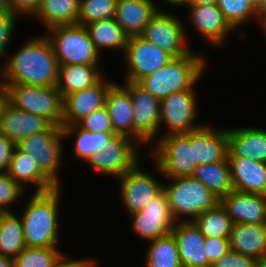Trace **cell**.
<instances>
[{
	"label": "cell",
	"mask_w": 266,
	"mask_h": 267,
	"mask_svg": "<svg viewBox=\"0 0 266 267\" xmlns=\"http://www.w3.org/2000/svg\"><path fill=\"white\" fill-rule=\"evenodd\" d=\"M95 260L90 259H80V260H67L65 254L59 259V261L54 265V267H98Z\"/></svg>",
	"instance_id": "obj_46"
},
{
	"label": "cell",
	"mask_w": 266,
	"mask_h": 267,
	"mask_svg": "<svg viewBox=\"0 0 266 267\" xmlns=\"http://www.w3.org/2000/svg\"><path fill=\"white\" fill-rule=\"evenodd\" d=\"M191 146H194V162L198 165L223 161L228 152L227 129H213L203 124L191 131Z\"/></svg>",
	"instance_id": "obj_20"
},
{
	"label": "cell",
	"mask_w": 266,
	"mask_h": 267,
	"mask_svg": "<svg viewBox=\"0 0 266 267\" xmlns=\"http://www.w3.org/2000/svg\"><path fill=\"white\" fill-rule=\"evenodd\" d=\"M204 249L210 264H213L231 250L228 238L216 237H205Z\"/></svg>",
	"instance_id": "obj_42"
},
{
	"label": "cell",
	"mask_w": 266,
	"mask_h": 267,
	"mask_svg": "<svg viewBox=\"0 0 266 267\" xmlns=\"http://www.w3.org/2000/svg\"><path fill=\"white\" fill-rule=\"evenodd\" d=\"M256 6L260 2V0H251Z\"/></svg>",
	"instance_id": "obj_54"
},
{
	"label": "cell",
	"mask_w": 266,
	"mask_h": 267,
	"mask_svg": "<svg viewBox=\"0 0 266 267\" xmlns=\"http://www.w3.org/2000/svg\"><path fill=\"white\" fill-rule=\"evenodd\" d=\"M264 32L266 33V24L263 26Z\"/></svg>",
	"instance_id": "obj_55"
},
{
	"label": "cell",
	"mask_w": 266,
	"mask_h": 267,
	"mask_svg": "<svg viewBox=\"0 0 266 267\" xmlns=\"http://www.w3.org/2000/svg\"><path fill=\"white\" fill-rule=\"evenodd\" d=\"M10 11L9 0H0V12Z\"/></svg>",
	"instance_id": "obj_51"
},
{
	"label": "cell",
	"mask_w": 266,
	"mask_h": 267,
	"mask_svg": "<svg viewBox=\"0 0 266 267\" xmlns=\"http://www.w3.org/2000/svg\"><path fill=\"white\" fill-rule=\"evenodd\" d=\"M255 264V258L230 250L219 260L211 264V267H255Z\"/></svg>",
	"instance_id": "obj_43"
},
{
	"label": "cell",
	"mask_w": 266,
	"mask_h": 267,
	"mask_svg": "<svg viewBox=\"0 0 266 267\" xmlns=\"http://www.w3.org/2000/svg\"><path fill=\"white\" fill-rule=\"evenodd\" d=\"M63 139L62 127L51 125L46 131L26 137L16 145L57 187H61L57 172L61 166Z\"/></svg>",
	"instance_id": "obj_8"
},
{
	"label": "cell",
	"mask_w": 266,
	"mask_h": 267,
	"mask_svg": "<svg viewBox=\"0 0 266 267\" xmlns=\"http://www.w3.org/2000/svg\"><path fill=\"white\" fill-rule=\"evenodd\" d=\"M51 125L44 117L16 109L8 102L0 117V133L15 145L26 137L46 131Z\"/></svg>",
	"instance_id": "obj_18"
},
{
	"label": "cell",
	"mask_w": 266,
	"mask_h": 267,
	"mask_svg": "<svg viewBox=\"0 0 266 267\" xmlns=\"http://www.w3.org/2000/svg\"><path fill=\"white\" fill-rule=\"evenodd\" d=\"M77 125L89 132H114L110 114L105 106L80 120Z\"/></svg>",
	"instance_id": "obj_40"
},
{
	"label": "cell",
	"mask_w": 266,
	"mask_h": 267,
	"mask_svg": "<svg viewBox=\"0 0 266 267\" xmlns=\"http://www.w3.org/2000/svg\"><path fill=\"white\" fill-rule=\"evenodd\" d=\"M26 247L22 219L13 212L0 216V255L14 259Z\"/></svg>",
	"instance_id": "obj_33"
},
{
	"label": "cell",
	"mask_w": 266,
	"mask_h": 267,
	"mask_svg": "<svg viewBox=\"0 0 266 267\" xmlns=\"http://www.w3.org/2000/svg\"><path fill=\"white\" fill-rule=\"evenodd\" d=\"M156 143L153 157L161 175L168 178L192 176L198 164L194 162L191 132L162 135Z\"/></svg>",
	"instance_id": "obj_7"
},
{
	"label": "cell",
	"mask_w": 266,
	"mask_h": 267,
	"mask_svg": "<svg viewBox=\"0 0 266 267\" xmlns=\"http://www.w3.org/2000/svg\"><path fill=\"white\" fill-rule=\"evenodd\" d=\"M257 19L264 26L266 24V0H260L256 6Z\"/></svg>",
	"instance_id": "obj_47"
},
{
	"label": "cell",
	"mask_w": 266,
	"mask_h": 267,
	"mask_svg": "<svg viewBox=\"0 0 266 267\" xmlns=\"http://www.w3.org/2000/svg\"><path fill=\"white\" fill-rule=\"evenodd\" d=\"M192 177L204 184L219 200L234 190L227 157L223 161L198 165Z\"/></svg>",
	"instance_id": "obj_29"
},
{
	"label": "cell",
	"mask_w": 266,
	"mask_h": 267,
	"mask_svg": "<svg viewBox=\"0 0 266 267\" xmlns=\"http://www.w3.org/2000/svg\"><path fill=\"white\" fill-rule=\"evenodd\" d=\"M218 0H185L183 6L211 5L217 4Z\"/></svg>",
	"instance_id": "obj_49"
},
{
	"label": "cell",
	"mask_w": 266,
	"mask_h": 267,
	"mask_svg": "<svg viewBox=\"0 0 266 267\" xmlns=\"http://www.w3.org/2000/svg\"><path fill=\"white\" fill-rule=\"evenodd\" d=\"M3 85L7 90L8 103L14 108L42 116L52 125L62 127L63 96L56 86Z\"/></svg>",
	"instance_id": "obj_4"
},
{
	"label": "cell",
	"mask_w": 266,
	"mask_h": 267,
	"mask_svg": "<svg viewBox=\"0 0 266 267\" xmlns=\"http://www.w3.org/2000/svg\"><path fill=\"white\" fill-rule=\"evenodd\" d=\"M79 0H41L32 16L48 29L56 25L77 24Z\"/></svg>",
	"instance_id": "obj_30"
},
{
	"label": "cell",
	"mask_w": 266,
	"mask_h": 267,
	"mask_svg": "<svg viewBox=\"0 0 266 267\" xmlns=\"http://www.w3.org/2000/svg\"><path fill=\"white\" fill-rule=\"evenodd\" d=\"M227 136V157L266 163V130L254 127L227 129Z\"/></svg>",
	"instance_id": "obj_21"
},
{
	"label": "cell",
	"mask_w": 266,
	"mask_h": 267,
	"mask_svg": "<svg viewBox=\"0 0 266 267\" xmlns=\"http://www.w3.org/2000/svg\"><path fill=\"white\" fill-rule=\"evenodd\" d=\"M60 187L35 192L28 201L22 218L26 247H58Z\"/></svg>",
	"instance_id": "obj_2"
},
{
	"label": "cell",
	"mask_w": 266,
	"mask_h": 267,
	"mask_svg": "<svg viewBox=\"0 0 266 267\" xmlns=\"http://www.w3.org/2000/svg\"><path fill=\"white\" fill-rule=\"evenodd\" d=\"M228 239L231 250L257 260L266 254V223H235Z\"/></svg>",
	"instance_id": "obj_26"
},
{
	"label": "cell",
	"mask_w": 266,
	"mask_h": 267,
	"mask_svg": "<svg viewBox=\"0 0 266 267\" xmlns=\"http://www.w3.org/2000/svg\"><path fill=\"white\" fill-rule=\"evenodd\" d=\"M159 10L145 26L140 35L145 40L167 51L173 57L184 56L191 52L187 46L183 23L175 16ZM187 43V44H186ZM188 47V48H187ZM189 49V50H188Z\"/></svg>",
	"instance_id": "obj_14"
},
{
	"label": "cell",
	"mask_w": 266,
	"mask_h": 267,
	"mask_svg": "<svg viewBox=\"0 0 266 267\" xmlns=\"http://www.w3.org/2000/svg\"><path fill=\"white\" fill-rule=\"evenodd\" d=\"M123 85L133 103V140L142 145L152 142L160 130V100L137 82L125 81Z\"/></svg>",
	"instance_id": "obj_9"
},
{
	"label": "cell",
	"mask_w": 266,
	"mask_h": 267,
	"mask_svg": "<svg viewBox=\"0 0 266 267\" xmlns=\"http://www.w3.org/2000/svg\"><path fill=\"white\" fill-rule=\"evenodd\" d=\"M15 146L0 133V172H7Z\"/></svg>",
	"instance_id": "obj_45"
},
{
	"label": "cell",
	"mask_w": 266,
	"mask_h": 267,
	"mask_svg": "<svg viewBox=\"0 0 266 267\" xmlns=\"http://www.w3.org/2000/svg\"><path fill=\"white\" fill-rule=\"evenodd\" d=\"M137 163L119 179L124 207L128 215L142 210L147 203L163 190V184L148 173L141 171Z\"/></svg>",
	"instance_id": "obj_15"
},
{
	"label": "cell",
	"mask_w": 266,
	"mask_h": 267,
	"mask_svg": "<svg viewBox=\"0 0 266 267\" xmlns=\"http://www.w3.org/2000/svg\"><path fill=\"white\" fill-rule=\"evenodd\" d=\"M255 267H266V254L256 260Z\"/></svg>",
	"instance_id": "obj_52"
},
{
	"label": "cell",
	"mask_w": 266,
	"mask_h": 267,
	"mask_svg": "<svg viewBox=\"0 0 266 267\" xmlns=\"http://www.w3.org/2000/svg\"><path fill=\"white\" fill-rule=\"evenodd\" d=\"M59 64L48 38H34L0 69L2 84L56 86Z\"/></svg>",
	"instance_id": "obj_1"
},
{
	"label": "cell",
	"mask_w": 266,
	"mask_h": 267,
	"mask_svg": "<svg viewBox=\"0 0 266 267\" xmlns=\"http://www.w3.org/2000/svg\"><path fill=\"white\" fill-rule=\"evenodd\" d=\"M22 187L32 183L36 186L35 192H45L57 187L35 164L34 160L15 146L12 158L6 172Z\"/></svg>",
	"instance_id": "obj_27"
},
{
	"label": "cell",
	"mask_w": 266,
	"mask_h": 267,
	"mask_svg": "<svg viewBox=\"0 0 266 267\" xmlns=\"http://www.w3.org/2000/svg\"><path fill=\"white\" fill-rule=\"evenodd\" d=\"M163 1L167 2L168 4H171L172 6L181 7L184 4L185 0H163Z\"/></svg>",
	"instance_id": "obj_53"
},
{
	"label": "cell",
	"mask_w": 266,
	"mask_h": 267,
	"mask_svg": "<svg viewBox=\"0 0 266 267\" xmlns=\"http://www.w3.org/2000/svg\"><path fill=\"white\" fill-rule=\"evenodd\" d=\"M158 11L152 0H117L114 18L129 37L139 36Z\"/></svg>",
	"instance_id": "obj_23"
},
{
	"label": "cell",
	"mask_w": 266,
	"mask_h": 267,
	"mask_svg": "<svg viewBox=\"0 0 266 267\" xmlns=\"http://www.w3.org/2000/svg\"><path fill=\"white\" fill-rule=\"evenodd\" d=\"M235 223H266V195L232 190L219 200Z\"/></svg>",
	"instance_id": "obj_17"
},
{
	"label": "cell",
	"mask_w": 266,
	"mask_h": 267,
	"mask_svg": "<svg viewBox=\"0 0 266 267\" xmlns=\"http://www.w3.org/2000/svg\"><path fill=\"white\" fill-rule=\"evenodd\" d=\"M113 83L102 78L90 88L65 95L62 126L77 124L84 117L105 106L106 93Z\"/></svg>",
	"instance_id": "obj_16"
},
{
	"label": "cell",
	"mask_w": 266,
	"mask_h": 267,
	"mask_svg": "<svg viewBox=\"0 0 266 267\" xmlns=\"http://www.w3.org/2000/svg\"><path fill=\"white\" fill-rule=\"evenodd\" d=\"M217 6L233 29L252 16L257 18L256 5L251 0H218Z\"/></svg>",
	"instance_id": "obj_38"
},
{
	"label": "cell",
	"mask_w": 266,
	"mask_h": 267,
	"mask_svg": "<svg viewBox=\"0 0 266 267\" xmlns=\"http://www.w3.org/2000/svg\"><path fill=\"white\" fill-rule=\"evenodd\" d=\"M205 237L228 238L233 222L220 202L192 221Z\"/></svg>",
	"instance_id": "obj_35"
},
{
	"label": "cell",
	"mask_w": 266,
	"mask_h": 267,
	"mask_svg": "<svg viewBox=\"0 0 266 267\" xmlns=\"http://www.w3.org/2000/svg\"><path fill=\"white\" fill-rule=\"evenodd\" d=\"M105 107L110 114L114 133L133 139L134 109L130 92L114 82L106 93Z\"/></svg>",
	"instance_id": "obj_25"
},
{
	"label": "cell",
	"mask_w": 266,
	"mask_h": 267,
	"mask_svg": "<svg viewBox=\"0 0 266 267\" xmlns=\"http://www.w3.org/2000/svg\"><path fill=\"white\" fill-rule=\"evenodd\" d=\"M25 188L15 182L6 172H0V211L12 212L8 207L22 198ZM17 201V202H16Z\"/></svg>",
	"instance_id": "obj_39"
},
{
	"label": "cell",
	"mask_w": 266,
	"mask_h": 267,
	"mask_svg": "<svg viewBox=\"0 0 266 267\" xmlns=\"http://www.w3.org/2000/svg\"><path fill=\"white\" fill-rule=\"evenodd\" d=\"M136 145L139 144L130 137L115 134L107 142L106 149L96 152L86 163L99 173L120 178L140 162Z\"/></svg>",
	"instance_id": "obj_10"
},
{
	"label": "cell",
	"mask_w": 266,
	"mask_h": 267,
	"mask_svg": "<svg viewBox=\"0 0 266 267\" xmlns=\"http://www.w3.org/2000/svg\"><path fill=\"white\" fill-rule=\"evenodd\" d=\"M98 64L59 65L56 88L64 97L70 93L90 88L103 77Z\"/></svg>",
	"instance_id": "obj_28"
},
{
	"label": "cell",
	"mask_w": 266,
	"mask_h": 267,
	"mask_svg": "<svg viewBox=\"0 0 266 267\" xmlns=\"http://www.w3.org/2000/svg\"><path fill=\"white\" fill-rule=\"evenodd\" d=\"M63 256L58 247H25L14 259V267H54Z\"/></svg>",
	"instance_id": "obj_36"
},
{
	"label": "cell",
	"mask_w": 266,
	"mask_h": 267,
	"mask_svg": "<svg viewBox=\"0 0 266 267\" xmlns=\"http://www.w3.org/2000/svg\"><path fill=\"white\" fill-rule=\"evenodd\" d=\"M124 56L128 62L126 81L138 82L163 67L173 56L142 36H130Z\"/></svg>",
	"instance_id": "obj_13"
},
{
	"label": "cell",
	"mask_w": 266,
	"mask_h": 267,
	"mask_svg": "<svg viewBox=\"0 0 266 267\" xmlns=\"http://www.w3.org/2000/svg\"><path fill=\"white\" fill-rule=\"evenodd\" d=\"M196 99L195 90H184L160 101V126L164 122L167 128L164 135L189 133L203 126L193 123L197 117Z\"/></svg>",
	"instance_id": "obj_12"
},
{
	"label": "cell",
	"mask_w": 266,
	"mask_h": 267,
	"mask_svg": "<svg viewBox=\"0 0 266 267\" xmlns=\"http://www.w3.org/2000/svg\"><path fill=\"white\" fill-rule=\"evenodd\" d=\"M169 179L174 183L163 184V191L166 193L175 220H179L183 215L182 217H191L188 220L180 219V222H192L219 202L204 184L192 176Z\"/></svg>",
	"instance_id": "obj_5"
},
{
	"label": "cell",
	"mask_w": 266,
	"mask_h": 267,
	"mask_svg": "<svg viewBox=\"0 0 266 267\" xmlns=\"http://www.w3.org/2000/svg\"><path fill=\"white\" fill-rule=\"evenodd\" d=\"M149 242L151 245L146 253V267H183L172 233Z\"/></svg>",
	"instance_id": "obj_34"
},
{
	"label": "cell",
	"mask_w": 266,
	"mask_h": 267,
	"mask_svg": "<svg viewBox=\"0 0 266 267\" xmlns=\"http://www.w3.org/2000/svg\"><path fill=\"white\" fill-rule=\"evenodd\" d=\"M8 102L7 90L6 87L0 81V117L3 111L4 106Z\"/></svg>",
	"instance_id": "obj_48"
},
{
	"label": "cell",
	"mask_w": 266,
	"mask_h": 267,
	"mask_svg": "<svg viewBox=\"0 0 266 267\" xmlns=\"http://www.w3.org/2000/svg\"><path fill=\"white\" fill-rule=\"evenodd\" d=\"M64 138L73 136L75 139L74 156L87 161L98 151H104L107 142L115 135L114 132L93 133L80 128L77 124L62 126Z\"/></svg>",
	"instance_id": "obj_32"
},
{
	"label": "cell",
	"mask_w": 266,
	"mask_h": 267,
	"mask_svg": "<svg viewBox=\"0 0 266 267\" xmlns=\"http://www.w3.org/2000/svg\"><path fill=\"white\" fill-rule=\"evenodd\" d=\"M41 0H9L10 12L17 15H33Z\"/></svg>",
	"instance_id": "obj_44"
},
{
	"label": "cell",
	"mask_w": 266,
	"mask_h": 267,
	"mask_svg": "<svg viewBox=\"0 0 266 267\" xmlns=\"http://www.w3.org/2000/svg\"><path fill=\"white\" fill-rule=\"evenodd\" d=\"M190 20L193 26L211 44H223L227 34L234 29L224 18L217 4L189 6Z\"/></svg>",
	"instance_id": "obj_24"
},
{
	"label": "cell",
	"mask_w": 266,
	"mask_h": 267,
	"mask_svg": "<svg viewBox=\"0 0 266 267\" xmlns=\"http://www.w3.org/2000/svg\"><path fill=\"white\" fill-rule=\"evenodd\" d=\"M95 48L126 49L129 36L116 22L115 18L103 19L84 25Z\"/></svg>",
	"instance_id": "obj_31"
},
{
	"label": "cell",
	"mask_w": 266,
	"mask_h": 267,
	"mask_svg": "<svg viewBox=\"0 0 266 267\" xmlns=\"http://www.w3.org/2000/svg\"><path fill=\"white\" fill-rule=\"evenodd\" d=\"M131 226L136 234L151 241L171 233L176 222L166 193L162 190L147 205L131 215Z\"/></svg>",
	"instance_id": "obj_11"
},
{
	"label": "cell",
	"mask_w": 266,
	"mask_h": 267,
	"mask_svg": "<svg viewBox=\"0 0 266 267\" xmlns=\"http://www.w3.org/2000/svg\"><path fill=\"white\" fill-rule=\"evenodd\" d=\"M236 191L266 195V163L242 157H227Z\"/></svg>",
	"instance_id": "obj_22"
},
{
	"label": "cell",
	"mask_w": 266,
	"mask_h": 267,
	"mask_svg": "<svg viewBox=\"0 0 266 267\" xmlns=\"http://www.w3.org/2000/svg\"><path fill=\"white\" fill-rule=\"evenodd\" d=\"M0 267H14L13 259L0 255Z\"/></svg>",
	"instance_id": "obj_50"
},
{
	"label": "cell",
	"mask_w": 266,
	"mask_h": 267,
	"mask_svg": "<svg viewBox=\"0 0 266 267\" xmlns=\"http://www.w3.org/2000/svg\"><path fill=\"white\" fill-rule=\"evenodd\" d=\"M172 229L183 267H211L204 249L205 236L193 222L176 221Z\"/></svg>",
	"instance_id": "obj_19"
},
{
	"label": "cell",
	"mask_w": 266,
	"mask_h": 267,
	"mask_svg": "<svg viewBox=\"0 0 266 267\" xmlns=\"http://www.w3.org/2000/svg\"><path fill=\"white\" fill-rule=\"evenodd\" d=\"M45 34L59 65L99 64L100 53L82 25H56Z\"/></svg>",
	"instance_id": "obj_6"
},
{
	"label": "cell",
	"mask_w": 266,
	"mask_h": 267,
	"mask_svg": "<svg viewBox=\"0 0 266 267\" xmlns=\"http://www.w3.org/2000/svg\"><path fill=\"white\" fill-rule=\"evenodd\" d=\"M17 14L6 11L0 12V59L7 55V46L15 29Z\"/></svg>",
	"instance_id": "obj_41"
},
{
	"label": "cell",
	"mask_w": 266,
	"mask_h": 267,
	"mask_svg": "<svg viewBox=\"0 0 266 267\" xmlns=\"http://www.w3.org/2000/svg\"><path fill=\"white\" fill-rule=\"evenodd\" d=\"M117 0H79L78 25L114 18Z\"/></svg>",
	"instance_id": "obj_37"
},
{
	"label": "cell",
	"mask_w": 266,
	"mask_h": 267,
	"mask_svg": "<svg viewBox=\"0 0 266 267\" xmlns=\"http://www.w3.org/2000/svg\"><path fill=\"white\" fill-rule=\"evenodd\" d=\"M205 65L204 58L191 51L184 56L173 57L163 67L137 83L161 101L175 92L193 90Z\"/></svg>",
	"instance_id": "obj_3"
}]
</instances>
